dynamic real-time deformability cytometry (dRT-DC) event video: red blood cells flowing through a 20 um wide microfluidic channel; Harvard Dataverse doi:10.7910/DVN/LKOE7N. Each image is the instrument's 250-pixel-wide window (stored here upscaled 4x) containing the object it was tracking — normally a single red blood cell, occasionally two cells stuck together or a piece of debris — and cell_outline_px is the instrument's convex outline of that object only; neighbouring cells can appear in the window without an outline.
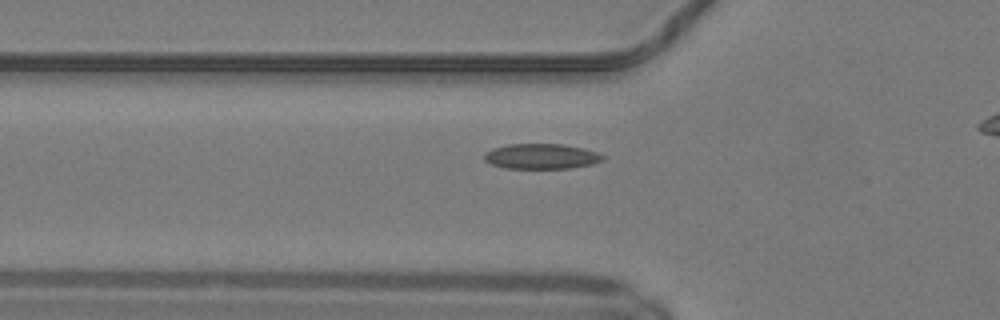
{"species": "common noctule bat (a hibernating species)", "species_latin": "Nyctalus noctula", "temperature_condition": "warm", "stored_images_in_passage": 34, "camera_frame_rate_fps": 3000, "um_per_image_px": 0.085, "animal": {"sex": "male", "body_mass_g": 19.2, "forearm_length_mm": 51.8}, "frame": {"image": 1, "passage_image": 10, "time_ms": 3.0, "image_size_px": [1000, 320], "cell_outline_px": [[604, 160], [592, 164], [572, 168], [504, 168], [492, 164], [484, 160], [484, 152], [492, 148], [508, 144], [564, 144], [584, 148], [596, 152], [604, 156]], "centroid_in_image_um": [46.0, 13.28], "position_along_channel_um": 79.8, "area_um2": 17.51}}
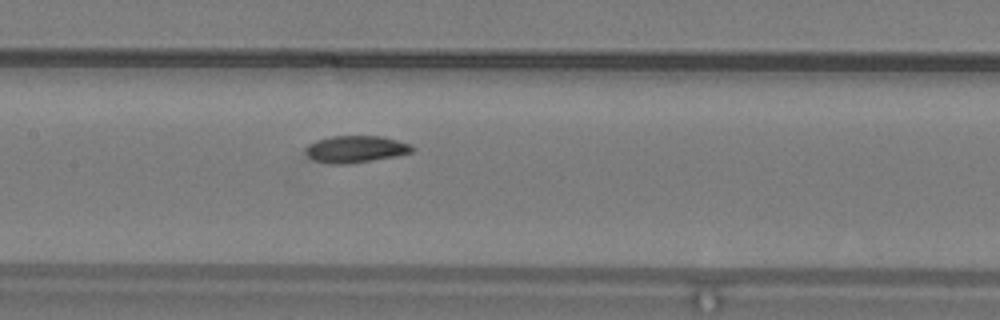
{"frame": {"image": 2, "passage_image": 17, "time_ms": 5.333, "image_size_px": [1000, 320], "cell_outline_px": [[416, 148], [412, 152], [396, 156], [344, 164], [328, 164], [316, 160], [308, 156], [308, 144], [316, 140], [332, 136], [384, 136], [412, 144]], "centroid_in_image_um": [30.3, 12.66], "position_along_channel_um": 177.1, "area_um2": 16.59}}
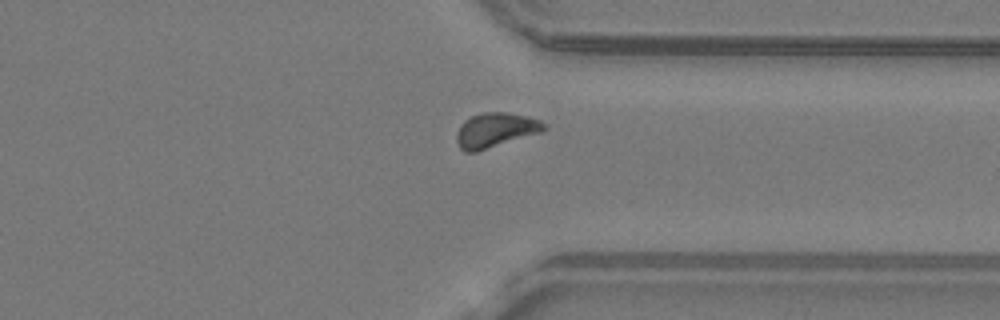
{"frame": {"image": 3, "passage_image": 31, "time_ms": 10.0, "image_size_px": [1000, 320], "cell_outline_px": [[544, 128], [540, 132], [476, 152], [464, 152], [460, 148], [456, 140], [456, 132], [460, 124], [464, 120], [480, 112], [508, 112], [528, 116], [540, 120], [544, 124]], "centroid_in_image_um": [42.05, 11.05], "position_along_channel_um": 369.3, "area_um2": 17.57}}